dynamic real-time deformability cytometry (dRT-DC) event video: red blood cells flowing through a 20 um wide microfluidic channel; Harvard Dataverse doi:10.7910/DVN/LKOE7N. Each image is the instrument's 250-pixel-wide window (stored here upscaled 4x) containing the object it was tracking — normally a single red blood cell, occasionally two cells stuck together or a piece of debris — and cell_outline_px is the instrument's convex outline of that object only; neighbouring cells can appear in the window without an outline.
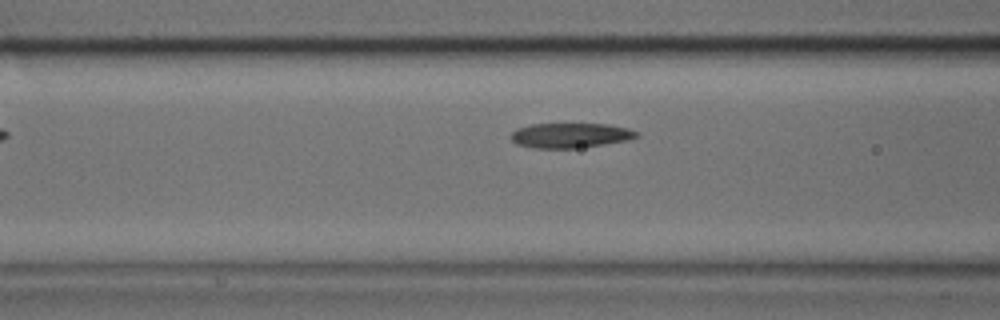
{"species": "common noctule bat (a hibernating species)", "species_latin": "Nyctalus noctula", "temperature_condition": "cold", "stored_images_in_passage": 32, "camera_frame_rate_fps": 3000, "um_per_image_px": 0.085, "animal": {"sex": "male", "body_mass_g": 17.9, "forearm_length_mm": 54.2}, "frame": {"image": 1, "passage_image": 7, "time_ms": 2.0, "image_size_px": [1000, 320], "cell_outline_px": [[636, 136], [620, 140], [572, 148], [548, 148], [524, 144], [516, 140], [512, 136], [516, 132], [524, 128], [540, 124], [596, 124], [620, 128], [636, 132]], "centroid_in_image_um": [48.48, 11.49], "position_along_channel_um": 118.1, "area_um2": 16.07}}
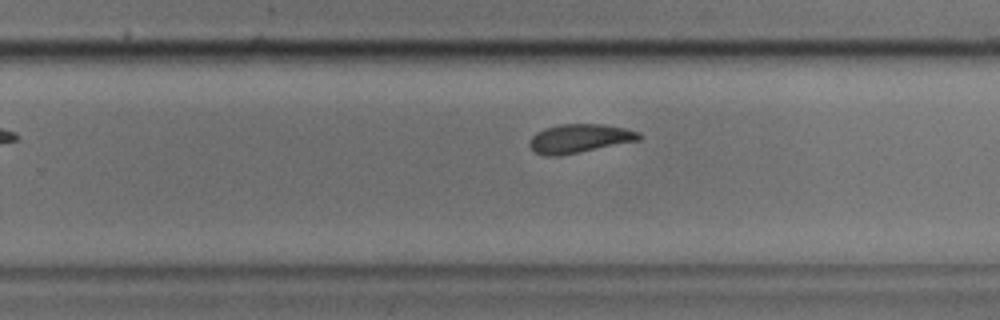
{"frame": {"image": 2, "passage_image": 19, "time_ms": 6.0, "image_size_px": [1000, 320], "cell_outline_px": [[640, 136], [636, 140], [572, 152], [536, 152], [532, 148], [532, 140], [540, 132], [548, 128], [568, 124], [592, 124], [620, 128], [636, 132]], "centroid_in_image_um": [49.31, 11.71], "position_along_channel_um": 280.5, "area_um2": 15.9}}
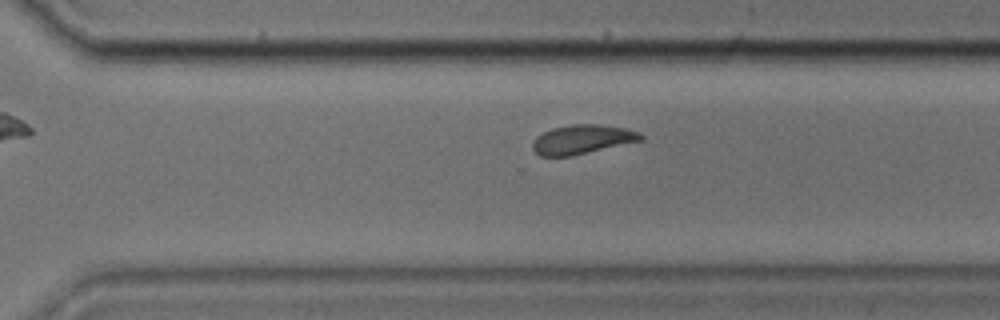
{"frame": {"image": 3, "passage_image": 22, "time_ms": 7.0, "image_size_px": [1000, 320], "cell_outline_px": [[640, 140], [568, 156], [544, 156], [536, 152], [536, 140], [540, 136], [556, 128], [616, 128], [636, 132], [640, 136]], "centroid_in_image_um": [49.45, 11.94], "position_along_channel_um": 321.2, "area_um2": 15.55}}